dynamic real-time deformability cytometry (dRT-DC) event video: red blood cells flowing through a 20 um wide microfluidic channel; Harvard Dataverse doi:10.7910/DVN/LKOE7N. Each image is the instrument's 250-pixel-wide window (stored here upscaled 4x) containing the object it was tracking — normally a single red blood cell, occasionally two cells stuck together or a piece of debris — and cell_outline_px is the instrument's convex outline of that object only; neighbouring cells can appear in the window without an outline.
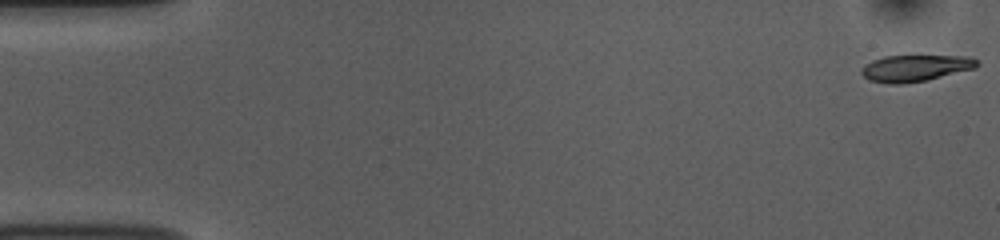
{"species": "common noctule bat (a hibernating species)", "species_latin": "Nyctalus noctula", "temperature_condition": "room temperature", "stored_images_in_passage": 53, "camera_frame_rate_fps": 3000, "um_per_image_px": 0.085, "animal": {"sex": "female", "body_mass_g": 10.0, "forearm_length_mm": 53.1}, "frame": {"image": 1, "passage_image": 1, "time_ms": 0.0, "image_size_px": [1000, 240], "cell_outline_px": [[980, 64], [976, 68], [924, 80], [900, 84], [892, 84], [868, 80], [860, 72], [860, 68], [864, 64], [872, 60], [884, 56], [964, 56], [980, 60]], "centroid_in_image_um": [77.77, 5.78], "position_along_channel_um": 7.2, "area_um2": 17.8}}
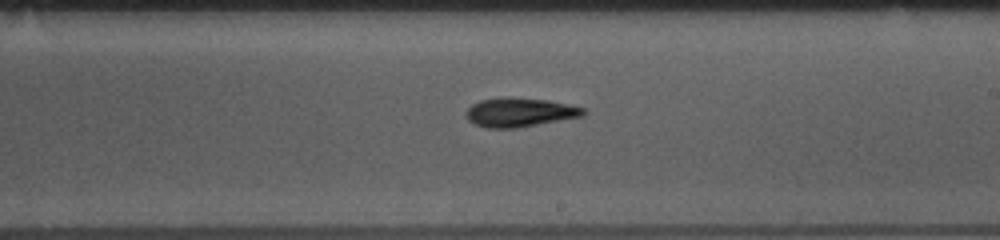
{"frame": {"image": 2, "passage_image": 31, "time_ms": 10.0, "image_size_px": [1000, 240], "cell_outline_px": [[584, 116], [516, 128], [488, 128], [476, 124], [468, 120], [464, 116], [464, 112], [472, 104], [480, 100], [500, 96], [504, 96], [548, 100], [568, 104], [584, 108]], "centroid_in_image_um": [44.12, 9.53], "position_along_channel_um": 244.9, "area_um2": 20.0}}
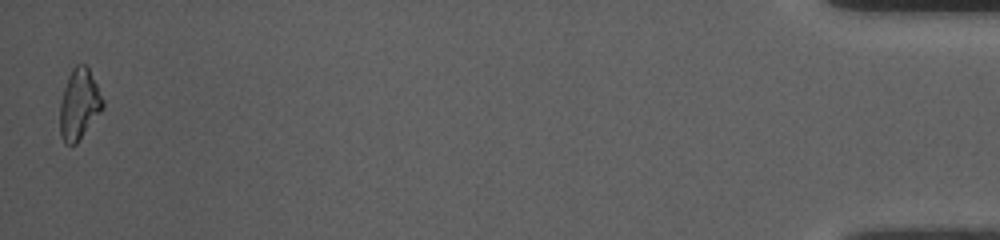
{"frame": {"image": 3, "passage_image": 53, "time_ms": 17.333, "image_size_px": [1000, 240], "cell_outline_px": [[104, 108], [76, 144], [64, 144], [60, 136], [60, 100], [68, 76], [72, 68], [76, 64], [88, 64], [104, 100]], "centroid_in_image_um": [6.74, 8.84], "position_along_channel_um": 428.5, "area_um2": 17.92}, "authors_computed_cell_mechanics": {"area_um2": 18.6694, "velocity_mm_per_s": 3.7556, "shape_relaxation_time_tau1_ms": 2.5485, "shape_relaxation_time_tau2_ms": 8.0163, "deformation_change_tau1": 0.1213, "deformation_change_tau2": 0.1817}}